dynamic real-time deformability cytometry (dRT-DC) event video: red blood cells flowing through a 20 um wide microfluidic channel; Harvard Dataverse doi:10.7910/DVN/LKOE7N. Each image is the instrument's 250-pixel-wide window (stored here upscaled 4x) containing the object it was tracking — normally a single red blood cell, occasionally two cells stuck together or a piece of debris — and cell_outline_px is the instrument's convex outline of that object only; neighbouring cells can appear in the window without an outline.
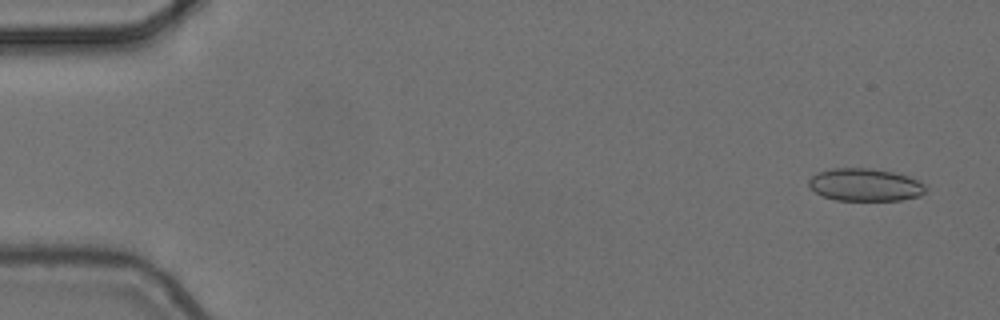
{"species": "common noctule bat (a hibernating species)", "species_latin": "Nyctalus noctula", "temperature_condition": "cold", "stored_images_in_passage": 4, "camera_frame_rate_fps": 3000, "um_per_image_px": 0.085, "animal": {"sex": "female", "body_mass_g": 24.6, "forearm_length_mm": 56.2}, "frame": {"image": 1, "passage_image": 1, "time_ms": 0.0, "image_size_px": [1000, 320], "cell_outline_px": [[924, 192], [920, 196], [900, 200], [836, 200], [824, 196], [816, 192], [808, 184], [808, 180], [812, 176], [820, 172], [832, 168], [868, 168], [892, 172], [908, 176], [924, 184]], "centroid_in_image_um": [73.52, 15.71], "position_along_channel_um": 11.5, "area_um2": 21.91}}
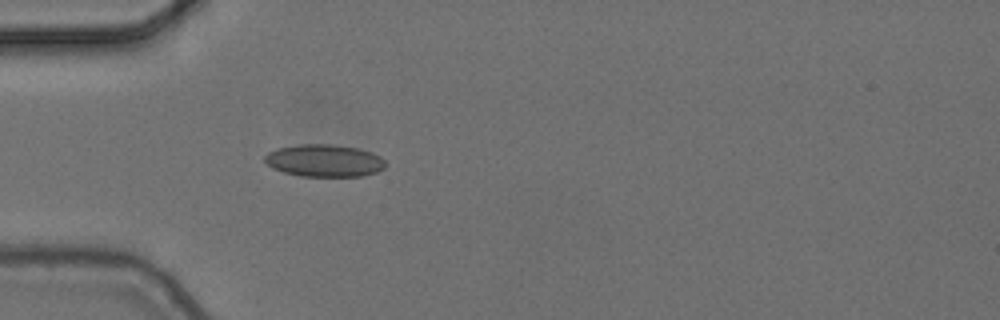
{"frame": {"image": 2, "passage_image": 4, "time_ms": 1.0, "image_size_px": [1000, 320], "cell_outline_px": [[388, 164], [384, 168], [376, 172], [360, 176], [300, 176], [284, 172], [272, 168], [264, 160], [264, 156], [268, 152], [276, 148], [300, 144], [332, 144], [360, 148], [372, 152], [380, 156]], "centroid_in_image_um": [27.58, 13.64], "position_along_channel_um": 57.4, "area_um2": 22.95}}